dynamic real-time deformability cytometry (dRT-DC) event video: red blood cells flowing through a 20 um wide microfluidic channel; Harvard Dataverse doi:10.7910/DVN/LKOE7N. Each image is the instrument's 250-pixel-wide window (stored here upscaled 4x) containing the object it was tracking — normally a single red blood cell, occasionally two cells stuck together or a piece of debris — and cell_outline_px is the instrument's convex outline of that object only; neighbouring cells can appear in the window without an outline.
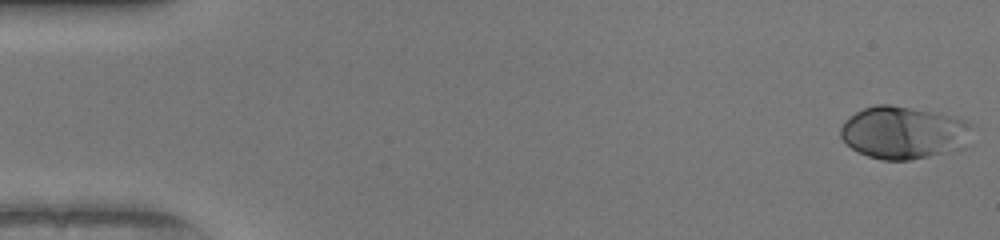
{"species": "human", "species_latin": "Homo sapiens", "temperature_condition": "warm", "stored_images_in_passage": 50, "camera_frame_rate_fps": 3000, "um_per_image_px": 0.085, "donor": {"sex": "female"}, "frame": {"image": 1, "passage_image": 1, "time_ms": 0.0, "image_size_px": [1000, 240], "cell_outline_px": [[972, 124], [964, 148], [928, 156], [908, 160], [884, 160], [868, 156], [852, 148], [840, 136], [840, 128], [844, 120], [856, 112], [864, 108], [876, 104], [888, 104], [912, 108], [956, 116]], "centroid_in_image_um": [76.79, 11.26], "position_along_channel_um": 8.2, "area_um2": 40.06}}
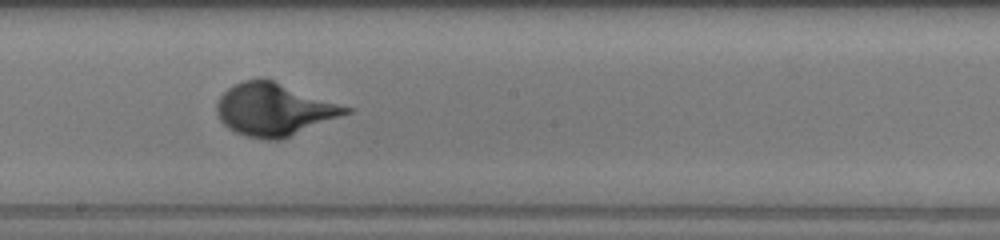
{"frame": {"image": 2, "passage_image": 28, "time_ms": 9.0, "image_size_px": [1000, 240], "cell_outline_px": [[356, 108], [352, 112], [280, 140], [264, 140], [244, 136], [228, 128], [220, 120], [216, 112], [216, 104], [220, 96], [232, 84], [244, 80], [260, 76], [264, 76]], "centroid_in_image_um": [23.33, 9.27], "position_along_channel_um": 224.9, "area_um2": 40.46}}
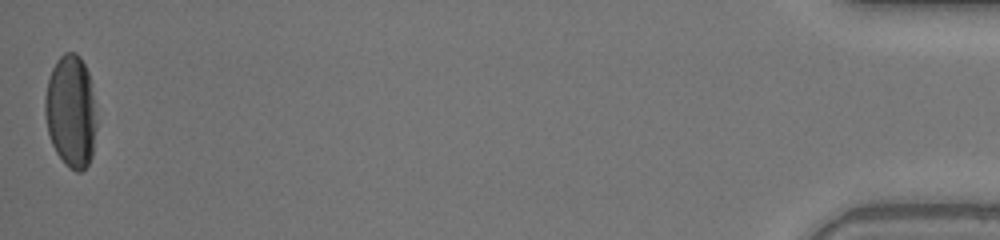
{"frame": {"image": 3, "passage_image": 50, "time_ms": 16.333, "image_size_px": [1000, 240], "cell_outline_px": [[96, 128], [92, 156], [88, 164], [80, 172], [76, 172], [68, 168], [64, 164], [56, 152], [52, 144], [48, 132], [44, 112], [44, 96], [48, 80], [52, 68], [56, 60], [64, 52], [76, 52], [80, 56], [88, 72], [92, 96], [96, 124]], "centroid_in_image_um": [6.0, 9.48], "position_along_channel_um": 429.2, "area_um2": 33.81}}